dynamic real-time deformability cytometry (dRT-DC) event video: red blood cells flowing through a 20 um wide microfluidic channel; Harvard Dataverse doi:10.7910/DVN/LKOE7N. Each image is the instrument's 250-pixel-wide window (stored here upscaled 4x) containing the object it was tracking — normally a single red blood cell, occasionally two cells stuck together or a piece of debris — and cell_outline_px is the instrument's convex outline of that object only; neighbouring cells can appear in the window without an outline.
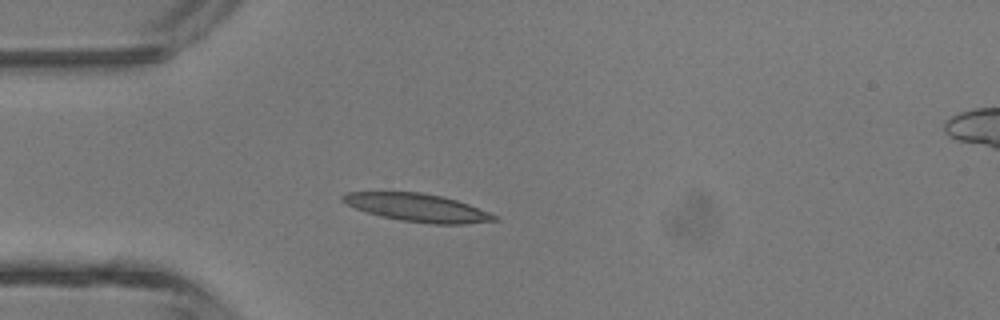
{"species": "common noctule bat (a hibernating species)", "species_latin": "Nyctalus noctula", "temperature_condition": "room temperature", "stored_images_in_passage": 3, "camera_frame_rate_fps": 3000, "um_per_image_px": 0.085, "animal": {"sex": "male", "body_mass_g": 13.3}, "frame": {"image": 1, "passage_image": 3, "time_ms": 2.333, "image_size_px": [1000, 320], "cell_outline_px": [[500, 220], [464, 224], [432, 224], [400, 220], [380, 216], [356, 208], [340, 200], [340, 196], [348, 192], [420, 192], [444, 196], [468, 204], [488, 212], [496, 216]], "centroid_in_image_um": [35.49, 17.65], "position_along_channel_um": 49.5, "area_um2": 24.57}}